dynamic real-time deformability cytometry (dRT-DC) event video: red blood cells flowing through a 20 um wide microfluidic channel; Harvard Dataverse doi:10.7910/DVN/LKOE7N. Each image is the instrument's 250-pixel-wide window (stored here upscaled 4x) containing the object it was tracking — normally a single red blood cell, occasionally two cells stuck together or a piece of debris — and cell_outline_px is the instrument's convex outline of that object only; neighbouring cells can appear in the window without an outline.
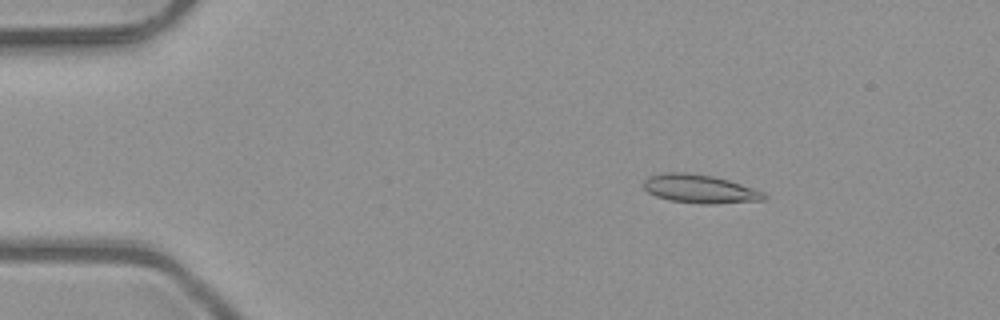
{"species": "common noctule bat (a hibernating species)", "species_latin": "Nyctalus noctula", "temperature_condition": "room temperature", "stored_images_in_passage": 4, "camera_frame_rate_fps": 3000, "um_per_image_px": 0.085, "animal": {"sex": "male", "body_mass_g": 23.1, "forearm_length_mm": 52.7}, "frame": {"image": 1, "passage_image": 2, "time_ms": 0.333, "image_size_px": [1000, 320], "cell_outline_px": [[768, 196], [764, 200], [716, 204], [700, 204], [668, 200], [656, 196], [648, 192], [640, 184], [648, 176], [664, 172], [684, 172], [712, 176], [728, 180], [764, 192]], "centroid_in_image_um": [59.44, 16.06], "position_along_channel_um": 25.6, "area_um2": 20.17}}